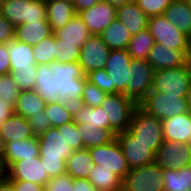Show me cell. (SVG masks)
<instances>
[{"label": "cell", "instance_id": "15", "mask_svg": "<svg viewBox=\"0 0 191 191\" xmlns=\"http://www.w3.org/2000/svg\"><path fill=\"white\" fill-rule=\"evenodd\" d=\"M130 169L142 167L155 161V153L149 145L138 141L128 130L116 135Z\"/></svg>", "mask_w": 191, "mask_h": 191}, {"label": "cell", "instance_id": "28", "mask_svg": "<svg viewBox=\"0 0 191 191\" xmlns=\"http://www.w3.org/2000/svg\"><path fill=\"white\" fill-rule=\"evenodd\" d=\"M77 129L84 143V149L105 145L116 139L113 130L100 128L86 123H76Z\"/></svg>", "mask_w": 191, "mask_h": 191}, {"label": "cell", "instance_id": "52", "mask_svg": "<svg viewBox=\"0 0 191 191\" xmlns=\"http://www.w3.org/2000/svg\"><path fill=\"white\" fill-rule=\"evenodd\" d=\"M15 113V108L0 99V127L3 122Z\"/></svg>", "mask_w": 191, "mask_h": 191}, {"label": "cell", "instance_id": "14", "mask_svg": "<svg viewBox=\"0 0 191 191\" xmlns=\"http://www.w3.org/2000/svg\"><path fill=\"white\" fill-rule=\"evenodd\" d=\"M110 51L100 35H91L82 45L78 59L84 75L95 70L104 69Z\"/></svg>", "mask_w": 191, "mask_h": 191}, {"label": "cell", "instance_id": "39", "mask_svg": "<svg viewBox=\"0 0 191 191\" xmlns=\"http://www.w3.org/2000/svg\"><path fill=\"white\" fill-rule=\"evenodd\" d=\"M9 74L20 91L34 90L37 68L24 67L19 69H10Z\"/></svg>", "mask_w": 191, "mask_h": 191}, {"label": "cell", "instance_id": "63", "mask_svg": "<svg viewBox=\"0 0 191 191\" xmlns=\"http://www.w3.org/2000/svg\"><path fill=\"white\" fill-rule=\"evenodd\" d=\"M188 62H189V64H190V67H191V59H188Z\"/></svg>", "mask_w": 191, "mask_h": 191}, {"label": "cell", "instance_id": "19", "mask_svg": "<svg viewBox=\"0 0 191 191\" xmlns=\"http://www.w3.org/2000/svg\"><path fill=\"white\" fill-rule=\"evenodd\" d=\"M35 157H39V142L36 136L8 142L5 147L4 170L17 161Z\"/></svg>", "mask_w": 191, "mask_h": 191}, {"label": "cell", "instance_id": "48", "mask_svg": "<svg viewBox=\"0 0 191 191\" xmlns=\"http://www.w3.org/2000/svg\"><path fill=\"white\" fill-rule=\"evenodd\" d=\"M15 27L0 14V43L14 39Z\"/></svg>", "mask_w": 191, "mask_h": 191}, {"label": "cell", "instance_id": "23", "mask_svg": "<svg viewBox=\"0 0 191 191\" xmlns=\"http://www.w3.org/2000/svg\"><path fill=\"white\" fill-rule=\"evenodd\" d=\"M117 19L124 24L131 35L138 34L147 28L148 17L135 1L117 7Z\"/></svg>", "mask_w": 191, "mask_h": 191}, {"label": "cell", "instance_id": "18", "mask_svg": "<svg viewBox=\"0 0 191 191\" xmlns=\"http://www.w3.org/2000/svg\"><path fill=\"white\" fill-rule=\"evenodd\" d=\"M153 70H162L181 67L188 62L187 56L181 51L172 48H165L164 45L154 43L147 58Z\"/></svg>", "mask_w": 191, "mask_h": 191}, {"label": "cell", "instance_id": "54", "mask_svg": "<svg viewBox=\"0 0 191 191\" xmlns=\"http://www.w3.org/2000/svg\"><path fill=\"white\" fill-rule=\"evenodd\" d=\"M0 191H15L11 180L6 175L0 179Z\"/></svg>", "mask_w": 191, "mask_h": 191}, {"label": "cell", "instance_id": "62", "mask_svg": "<svg viewBox=\"0 0 191 191\" xmlns=\"http://www.w3.org/2000/svg\"><path fill=\"white\" fill-rule=\"evenodd\" d=\"M189 3V6L191 7V0H186Z\"/></svg>", "mask_w": 191, "mask_h": 191}, {"label": "cell", "instance_id": "25", "mask_svg": "<svg viewBox=\"0 0 191 191\" xmlns=\"http://www.w3.org/2000/svg\"><path fill=\"white\" fill-rule=\"evenodd\" d=\"M53 77L54 72L50 68V64L37 65L34 91L37 92L46 101V103H59L62 101L56 91Z\"/></svg>", "mask_w": 191, "mask_h": 191}, {"label": "cell", "instance_id": "29", "mask_svg": "<svg viewBox=\"0 0 191 191\" xmlns=\"http://www.w3.org/2000/svg\"><path fill=\"white\" fill-rule=\"evenodd\" d=\"M110 50H127L131 33L118 19L111 22L100 34Z\"/></svg>", "mask_w": 191, "mask_h": 191}, {"label": "cell", "instance_id": "26", "mask_svg": "<svg viewBox=\"0 0 191 191\" xmlns=\"http://www.w3.org/2000/svg\"><path fill=\"white\" fill-rule=\"evenodd\" d=\"M0 136L5 143L35 137L28 119L16 113L3 122L0 127Z\"/></svg>", "mask_w": 191, "mask_h": 191}, {"label": "cell", "instance_id": "53", "mask_svg": "<svg viewBox=\"0 0 191 191\" xmlns=\"http://www.w3.org/2000/svg\"><path fill=\"white\" fill-rule=\"evenodd\" d=\"M103 0H73V7L76 14H80L82 11L87 10L96 3L102 2Z\"/></svg>", "mask_w": 191, "mask_h": 191}, {"label": "cell", "instance_id": "44", "mask_svg": "<svg viewBox=\"0 0 191 191\" xmlns=\"http://www.w3.org/2000/svg\"><path fill=\"white\" fill-rule=\"evenodd\" d=\"M44 191H73V178L67 173L50 178L44 185Z\"/></svg>", "mask_w": 191, "mask_h": 191}, {"label": "cell", "instance_id": "17", "mask_svg": "<svg viewBox=\"0 0 191 191\" xmlns=\"http://www.w3.org/2000/svg\"><path fill=\"white\" fill-rule=\"evenodd\" d=\"M79 15L91 35H100L111 22L117 19V7L103 0L82 11Z\"/></svg>", "mask_w": 191, "mask_h": 191}, {"label": "cell", "instance_id": "59", "mask_svg": "<svg viewBox=\"0 0 191 191\" xmlns=\"http://www.w3.org/2000/svg\"><path fill=\"white\" fill-rule=\"evenodd\" d=\"M5 175V170L3 169V166L0 164V179Z\"/></svg>", "mask_w": 191, "mask_h": 191}, {"label": "cell", "instance_id": "8", "mask_svg": "<svg viewBox=\"0 0 191 191\" xmlns=\"http://www.w3.org/2000/svg\"><path fill=\"white\" fill-rule=\"evenodd\" d=\"M138 105L121 93L106 94L101 107L110 121V130L116 134L128 130L132 114Z\"/></svg>", "mask_w": 191, "mask_h": 191}, {"label": "cell", "instance_id": "7", "mask_svg": "<svg viewBox=\"0 0 191 191\" xmlns=\"http://www.w3.org/2000/svg\"><path fill=\"white\" fill-rule=\"evenodd\" d=\"M163 169L155 162L130 169L122 180V191H164Z\"/></svg>", "mask_w": 191, "mask_h": 191}, {"label": "cell", "instance_id": "35", "mask_svg": "<svg viewBox=\"0 0 191 191\" xmlns=\"http://www.w3.org/2000/svg\"><path fill=\"white\" fill-rule=\"evenodd\" d=\"M164 191H191V169L163 170Z\"/></svg>", "mask_w": 191, "mask_h": 191}, {"label": "cell", "instance_id": "9", "mask_svg": "<svg viewBox=\"0 0 191 191\" xmlns=\"http://www.w3.org/2000/svg\"><path fill=\"white\" fill-rule=\"evenodd\" d=\"M147 28L154 38V43L162 44L165 48L181 50L186 56L188 55V36L177 29L164 15L150 17Z\"/></svg>", "mask_w": 191, "mask_h": 191}, {"label": "cell", "instance_id": "46", "mask_svg": "<svg viewBox=\"0 0 191 191\" xmlns=\"http://www.w3.org/2000/svg\"><path fill=\"white\" fill-rule=\"evenodd\" d=\"M28 121L32 129V132L36 137L45 133L48 129L52 127L50 120L48 119V116L44 110L39 112V114L37 115L34 114L30 116V118H28Z\"/></svg>", "mask_w": 191, "mask_h": 191}, {"label": "cell", "instance_id": "2", "mask_svg": "<svg viewBox=\"0 0 191 191\" xmlns=\"http://www.w3.org/2000/svg\"><path fill=\"white\" fill-rule=\"evenodd\" d=\"M50 68L54 72L56 91L61 100L71 105L81 103L83 87L87 80L80 64L53 62Z\"/></svg>", "mask_w": 191, "mask_h": 191}, {"label": "cell", "instance_id": "37", "mask_svg": "<svg viewBox=\"0 0 191 191\" xmlns=\"http://www.w3.org/2000/svg\"><path fill=\"white\" fill-rule=\"evenodd\" d=\"M44 111L50 120L51 126L54 128L74 121L73 105L67 104L64 101L47 103Z\"/></svg>", "mask_w": 191, "mask_h": 191}, {"label": "cell", "instance_id": "4", "mask_svg": "<svg viewBox=\"0 0 191 191\" xmlns=\"http://www.w3.org/2000/svg\"><path fill=\"white\" fill-rule=\"evenodd\" d=\"M128 131L138 141L149 145V148L156 153L164 142L162 122L137 106L132 114Z\"/></svg>", "mask_w": 191, "mask_h": 191}, {"label": "cell", "instance_id": "24", "mask_svg": "<svg viewBox=\"0 0 191 191\" xmlns=\"http://www.w3.org/2000/svg\"><path fill=\"white\" fill-rule=\"evenodd\" d=\"M53 34L60 43L78 44L80 48L91 36L79 14H76L66 26L55 30Z\"/></svg>", "mask_w": 191, "mask_h": 191}, {"label": "cell", "instance_id": "34", "mask_svg": "<svg viewBox=\"0 0 191 191\" xmlns=\"http://www.w3.org/2000/svg\"><path fill=\"white\" fill-rule=\"evenodd\" d=\"M87 179L99 191L122 190V179L99 165L93 167Z\"/></svg>", "mask_w": 191, "mask_h": 191}, {"label": "cell", "instance_id": "40", "mask_svg": "<svg viewBox=\"0 0 191 191\" xmlns=\"http://www.w3.org/2000/svg\"><path fill=\"white\" fill-rule=\"evenodd\" d=\"M81 48L78 44L60 43L56 39L55 62H78Z\"/></svg>", "mask_w": 191, "mask_h": 191}, {"label": "cell", "instance_id": "12", "mask_svg": "<svg viewBox=\"0 0 191 191\" xmlns=\"http://www.w3.org/2000/svg\"><path fill=\"white\" fill-rule=\"evenodd\" d=\"M131 56L127 50H111L105 65L110 77V93L123 94L129 81Z\"/></svg>", "mask_w": 191, "mask_h": 191}, {"label": "cell", "instance_id": "38", "mask_svg": "<svg viewBox=\"0 0 191 191\" xmlns=\"http://www.w3.org/2000/svg\"><path fill=\"white\" fill-rule=\"evenodd\" d=\"M56 38L54 34L33 46L34 60L37 65L55 62Z\"/></svg>", "mask_w": 191, "mask_h": 191}, {"label": "cell", "instance_id": "13", "mask_svg": "<svg viewBox=\"0 0 191 191\" xmlns=\"http://www.w3.org/2000/svg\"><path fill=\"white\" fill-rule=\"evenodd\" d=\"M163 170L183 169L191 165V148L188 144L164 140L155 153V161Z\"/></svg>", "mask_w": 191, "mask_h": 191}, {"label": "cell", "instance_id": "32", "mask_svg": "<svg viewBox=\"0 0 191 191\" xmlns=\"http://www.w3.org/2000/svg\"><path fill=\"white\" fill-rule=\"evenodd\" d=\"M95 164L88 149L76 150L66 159V173L72 178L87 179Z\"/></svg>", "mask_w": 191, "mask_h": 191}, {"label": "cell", "instance_id": "57", "mask_svg": "<svg viewBox=\"0 0 191 191\" xmlns=\"http://www.w3.org/2000/svg\"><path fill=\"white\" fill-rule=\"evenodd\" d=\"M188 105H189V111L191 112V85L188 89L187 96H186Z\"/></svg>", "mask_w": 191, "mask_h": 191}, {"label": "cell", "instance_id": "10", "mask_svg": "<svg viewBox=\"0 0 191 191\" xmlns=\"http://www.w3.org/2000/svg\"><path fill=\"white\" fill-rule=\"evenodd\" d=\"M153 74L154 70L147 60L132 58L129 81L123 95L138 105L152 89Z\"/></svg>", "mask_w": 191, "mask_h": 191}, {"label": "cell", "instance_id": "11", "mask_svg": "<svg viewBox=\"0 0 191 191\" xmlns=\"http://www.w3.org/2000/svg\"><path fill=\"white\" fill-rule=\"evenodd\" d=\"M88 150L95 165L111 170L122 180L129 172L130 167L117 139L111 143L92 147Z\"/></svg>", "mask_w": 191, "mask_h": 191}, {"label": "cell", "instance_id": "30", "mask_svg": "<svg viewBox=\"0 0 191 191\" xmlns=\"http://www.w3.org/2000/svg\"><path fill=\"white\" fill-rule=\"evenodd\" d=\"M73 117L76 123H86L110 130V121L101 106L90 107L81 103L73 105Z\"/></svg>", "mask_w": 191, "mask_h": 191}, {"label": "cell", "instance_id": "27", "mask_svg": "<svg viewBox=\"0 0 191 191\" xmlns=\"http://www.w3.org/2000/svg\"><path fill=\"white\" fill-rule=\"evenodd\" d=\"M186 36L191 34V7L187 1L174 0L163 14Z\"/></svg>", "mask_w": 191, "mask_h": 191}, {"label": "cell", "instance_id": "36", "mask_svg": "<svg viewBox=\"0 0 191 191\" xmlns=\"http://www.w3.org/2000/svg\"><path fill=\"white\" fill-rule=\"evenodd\" d=\"M153 45L154 38L148 28H145L131 37L127 51L131 58L147 60Z\"/></svg>", "mask_w": 191, "mask_h": 191}, {"label": "cell", "instance_id": "58", "mask_svg": "<svg viewBox=\"0 0 191 191\" xmlns=\"http://www.w3.org/2000/svg\"><path fill=\"white\" fill-rule=\"evenodd\" d=\"M189 38V42H188V55H187V59H191V34L188 37Z\"/></svg>", "mask_w": 191, "mask_h": 191}, {"label": "cell", "instance_id": "21", "mask_svg": "<svg viewBox=\"0 0 191 191\" xmlns=\"http://www.w3.org/2000/svg\"><path fill=\"white\" fill-rule=\"evenodd\" d=\"M47 20L52 31L66 26L76 15L72 0H45Z\"/></svg>", "mask_w": 191, "mask_h": 191}, {"label": "cell", "instance_id": "61", "mask_svg": "<svg viewBox=\"0 0 191 191\" xmlns=\"http://www.w3.org/2000/svg\"><path fill=\"white\" fill-rule=\"evenodd\" d=\"M4 1H5V0H0V7L2 6V4H3Z\"/></svg>", "mask_w": 191, "mask_h": 191}, {"label": "cell", "instance_id": "56", "mask_svg": "<svg viewBox=\"0 0 191 191\" xmlns=\"http://www.w3.org/2000/svg\"><path fill=\"white\" fill-rule=\"evenodd\" d=\"M104 1L110 3L111 5H113L115 7H118L120 5L131 3L134 0H104Z\"/></svg>", "mask_w": 191, "mask_h": 191}, {"label": "cell", "instance_id": "51", "mask_svg": "<svg viewBox=\"0 0 191 191\" xmlns=\"http://www.w3.org/2000/svg\"><path fill=\"white\" fill-rule=\"evenodd\" d=\"M73 191H99L96 189L88 179L73 178Z\"/></svg>", "mask_w": 191, "mask_h": 191}, {"label": "cell", "instance_id": "3", "mask_svg": "<svg viewBox=\"0 0 191 191\" xmlns=\"http://www.w3.org/2000/svg\"><path fill=\"white\" fill-rule=\"evenodd\" d=\"M191 85V67L189 62L181 67L156 70L153 74L151 91L186 97Z\"/></svg>", "mask_w": 191, "mask_h": 191}, {"label": "cell", "instance_id": "43", "mask_svg": "<svg viewBox=\"0 0 191 191\" xmlns=\"http://www.w3.org/2000/svg\"><path fill=\"white\" fill-rule=\"evenodd\" d=\"M145 15L150 18L163 15L174 0H134Z\"/></svg>", "mask_w": 191, "mask_h": 191}, {"label": "cell", "instance_id": "49", "mask_svg": "<svg viewBox=\"0 0 191 191\" xmlns=\"http://www.w3.org/2000/svg\"><path fill=\"white\" fill-rule=\"evenodd\" d=\"M10 73V57L7 43H0V76Z\"/></svg>", "mask_w": 191, "mask_h": 191}, {"label": "cell", "instance_id": "20", "mask_svg": "<svg viewBox=\"0 0 191 191\" xmlns=\"http://www.w3.org/2000/svg\"><path fill=\"white\" fill-rule=\"evenodd\" d=\"M161 122L164 140L188 143L191 133V112L179 114Z\"/></svg>", "mask_w": 191, "mask_h": 191}, {"label": "cell", "instance_id": "60", "mask_svg": "<svg viewBox=\"0 0 191 191\" xmlns=\"http://www.w3.org/2000/svg\"><path fill=\"white\" fill-rule=\"evenodd\" d=\"M189 146H190V148H191V133H190V136H189V141H188V143H187Z\"/></svg>", "mask_w": 191, "mask_h": 191}, {"label": "cell", "instance_id": "16", "mask_svg": "<svg viewBox=\"0 0 191 191\" xmlns=\"http://www.w3.org/2000/svg\"><path fill=\"white\" fill-rule=\"evenodd\" d=\"M5 175L10 180H23L44 186L50 179L40 157L22 159L13 163Z\"/></svg>", "mask_w": 191, "mask_h": 191}, {"label": "cell", "instance_id": "31", "mask_svg": "<svg viewBox=\"0 0 191 191\" xmlns=\"http://www.w3.org/2000/svg\"><path fill=\"white\" fill-rule=\"evenodd\" d=\"M7 49L10 57V69L37 68L33 46L13 39L7 43Z\"/></svg>", "mask_w": 191, "mask_h": 191}, {"label": "cell", "instance_id": "45", "mask_svg": "<svg viewBox=\"0 0 191 191\" xmlns=\"http://www.w3.org/2000/svg\"><path fill=\"white\" fill-rule=\"evenodd\" d=\"M85 76L89 83L96 85L105 93L110 94V77L105 69L89 72Z\"/></svg>", "mask_w": 191, "mask_h": 191}, {"label": "cell", "instance_id": "33", "mask_svg": "<svg viewBox=\"0 0 191 191\" xmlns=\"http://www.w3.org/2000/svg\"><path fill=\"white\" fill-rule=\"evenodd\" d=\"M46 104V101L34 90L20 91L15 113L28 119L30 116L45 110Z\"/></svg>", "mask_w": 191, "mask_h": 191}, {"label": "cell", "instance_id": "41", "mask_svg": "<svg viewBox=\"0 0 191 191\" xmlns=\"http://www.w3.org/2000/svg\"><path fill=\"white\" fill-rule=\"evenodd\" d=\"M20 90L16 83L12 80L10 74L0 76V99L6 103L16 106L17 98Z\"/></svg>", "mask_w": 191, "mask_h": 191}, {"label": "cell", "instance_id": "1", "mask_svg": "<svg viewBox=\"0 0 191 191\" xmlns=\"http://www.w3.org/2000/svg\"><path fill=\"white\" fill-rule=\"evenodd\" d=\"M39 157L50 178L66 173V159L73 153L65 139V124L51 127L37 137Z\"/></svg>", "mask_w": 191, "mask_h": 191}, {"label": "cell", "instance_id": "47", "mask_svg": "<svg viewBox=\"0 0 191 191\" xmlns=\"http://www.w3.org/2000/svg\"><path fill=\"white\" fill-rule=\"evenodd\" d=\"M65 139L73 151L84 149V143L75 121L65 124Z\"/></svg>", "mask_w": 191, "mask_h": 191}, {"label": "cell", "instance_id": "22", "mask_svg": "<svg viewBox=\"0 0 191 191\" xmlns=\"http://www.w3.org/2000/svg\"><path fill=\"white\" fill-rule=\"evenodd\" d=\"M52 34L53 31L48 21H33L17 25L14 39L35 46Z\"/></svg>", "mask_w": 191, "mask_h": 191}, {"label": "cell", "instance_id": "42", "mask_svg": "<svg viewBox=\"0 0 191 191\" xmlns=\"http://www.w3.org/2000/svg\"><path fill=\"white\" fill-rule=\"evenodd\" d=\"M106 94L107 93L99 89L96 85L86 81L83 87L81 104L90 107L101 106Z\"/></svg>", "mask_w": 191, "mask_h": 191}, {"label": "cell", "instance_id": "55", "mask_svg": "<svg viewBox=\"0 0 191 191\" xmlns=\"http://www.w3.org/2000/svg\"><path fill=\"white\" fill-rule=\"evenodd\" d=\"M5 147H6V143L4 142L3 138L0 136V164L3 166V169H4Z\"/></svg>", "mask_w": 191, "mask_h": 191}, {"label": "cell", "instance_id": "6", "mask_svg": "<svg viewBox=\"0 0 191 191\" xmlns=\"http://www.w3.org/2000/svg\"><path fill=\"white\" fill-rule=\"evenodd\" d=\"M0 14L14 27L33 21H48L45 0H5Z\"/></svg>", "mask_w": 191, "mask_h": 191}, {"label": "cell", "instance_id": "5", "mask_svg": "<svg viewBox=\"0 0 191 191\" xmlns=\"http://www.w3.org/2000/svg\"><path fill=\"white\" fill-rule=\"evenodd\" d=\"M138 106L160 121L190 112L186 97L165 95L157 91H150Z\"/></svg>", "mask_w": 191, "mask_h": 191}, {"label": "cell", "instance_id": "50", "mask_svg": "<svg viewBox=\"0 0 191 191\" xmlns=\"http://www.w3.org/2000/svg\"><path fill=\"white\" fill-rule=\"evenodd\" d=\"M15 191H44V186L23 180H11Z\"/></svg>", "mask_w": 191, "mask_h": 191}]
</instances>
